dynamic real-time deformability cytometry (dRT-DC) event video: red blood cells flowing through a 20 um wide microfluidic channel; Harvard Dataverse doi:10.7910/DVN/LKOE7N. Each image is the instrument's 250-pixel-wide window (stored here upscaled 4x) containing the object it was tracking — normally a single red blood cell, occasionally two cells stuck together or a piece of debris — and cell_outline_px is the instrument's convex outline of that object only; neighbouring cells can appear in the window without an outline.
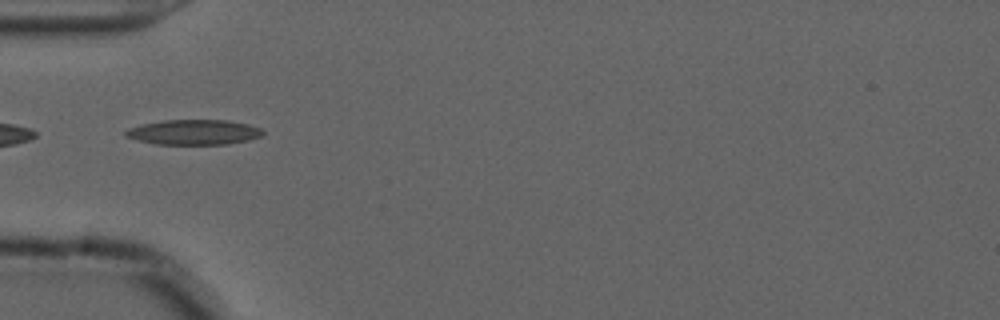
{"species": "common noctule bat (a hibernating species)", "species_latin": "Nyctalus noctula", "temperature_condition": "cold", "stored_images_in_passage": 37, "camera_frame_rate_fps": 3000, "um_per_image_px": 0.085, "animal": {"sex": "male", "forearm_length_mm": 52.5}, "frame": {"image": 1, "passage_image": 1, "time_ms": 0.0, "image_size_px": [1000, 320], "cell_outline_px": [[264, 132], [260, 136], [248, 140], [228, 144], [156, 144], [136, 140], [124, 136], [124, 132], [128, 128], [140, 124], [164, 120], [228, 120], [248, 124], [260, 128]], "centroid_in_image_um": [16.43, 11.23], "position_along_channel_um": 68.6, "area_um2": 20.11}}
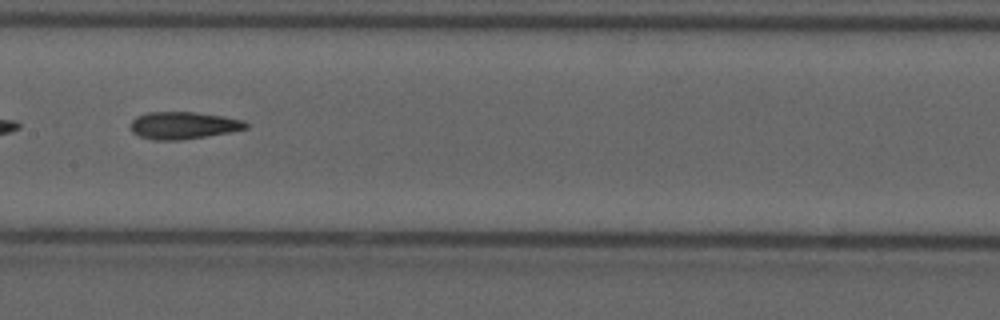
{"frame": {"image": 2, "passage_image": 11, "time_ms": 3.333, "image_size_px": [1000, 320], "cell_outline_px": [[248, 128], [232, 132], [208, 136], [180, 140], [152, 140], [140, 136], [132, 132], [132, 120], [136, 116], [148, 112], [192, 112], [220, 116], [244, 120], [248, 124]], "centroid_in_image_um": [15.6, 10.67], "position_along_channel_um": 191.8, "area_um2": 18.26}, "authors_computed_cell_mechanics": {"area_um2": 18.3226, "velocity_mm_per_s": 3.6977, "shape_relaxation_time_tau1_ms": null, "shape_relaxation_time_tau2_ms": 3.9771, "deformation_change_tau1": null, "deformation_change_tau2": 0.1409}}